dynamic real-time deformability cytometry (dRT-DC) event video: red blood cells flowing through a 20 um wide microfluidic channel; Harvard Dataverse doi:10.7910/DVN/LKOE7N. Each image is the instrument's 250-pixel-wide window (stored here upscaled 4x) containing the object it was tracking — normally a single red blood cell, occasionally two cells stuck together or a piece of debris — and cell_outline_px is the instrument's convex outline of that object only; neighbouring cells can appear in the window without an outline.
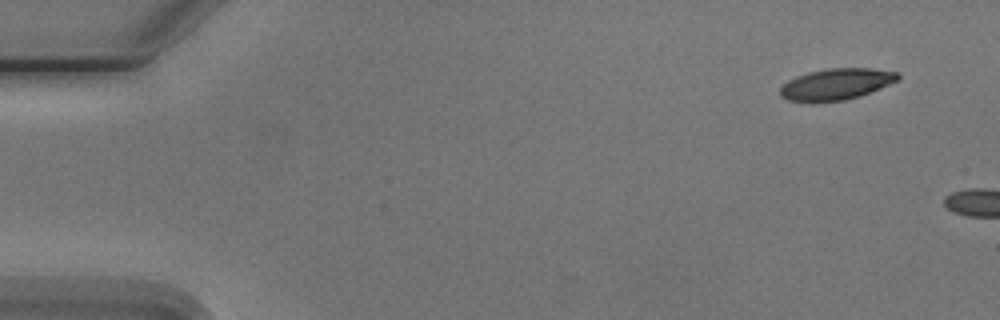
{"species": "Egyptian fruit bat (a non-hibernating species)", "species_latin": "Rousettus aegyptiacus", "temperature_condition": "cold", "stored_images_in_passage": 2, "camera_frame_rate_fps": 3000, "um_per_image_px": 0.085, "animal": {"sex": "male"}, "frame": {"image": 1, "passage_image": 1, "time_ms": 0.0, "image_size_px": [1000, 320], "cell_outline_px": [[900, 80], [860, 96], [844, 100], [788, 100], [780, 96], [780, 88], [788, 80], [796, 76], [808, 72], [828, 68], [872, 68], [896, 72], [900, 76]], "centroid_in_image_um": [71.12, 7.12], "position_along_channel_um": 13.9, "area_um2": 21.1}}